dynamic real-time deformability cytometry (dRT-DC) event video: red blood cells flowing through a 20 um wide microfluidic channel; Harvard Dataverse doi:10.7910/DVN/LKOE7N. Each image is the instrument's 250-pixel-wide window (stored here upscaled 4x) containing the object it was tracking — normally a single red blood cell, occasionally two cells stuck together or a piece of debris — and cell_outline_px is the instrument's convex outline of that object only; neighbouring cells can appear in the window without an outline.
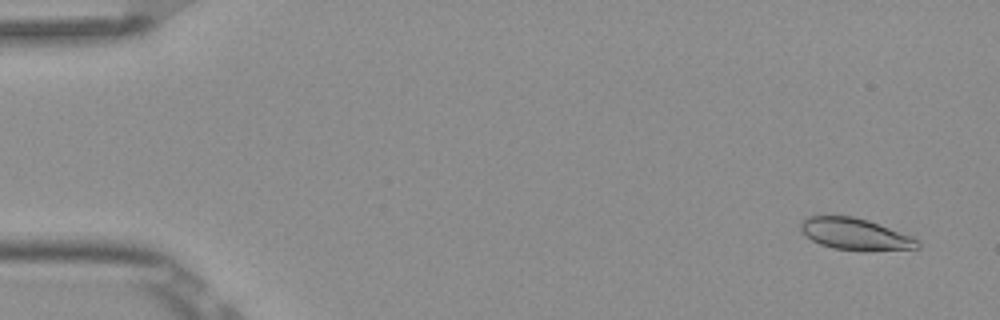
{"species": "Egyptian fruit bat (a non-hibernating species)", "species_latin": "Rousettus aegyptiacus", "temperature_condition": "room temperature", "stored_images_in_passage": 4, "camera_frame_rate_fps": 3000, "um_per_image_px": 0.085, "frame": {"image": 1, "passage_image": 1, "time_ms": 0.0, "image_size_px": [1000, 320], "cell_outline_px": [[920, 248], [832, 248], [820, 244], [812, 240], [800, 228], [800, 224], [808, 216], [852, 216], [868, 220], [912, 236], [920, 244]], "centroid_in_image_um": [72.64, 19.84], "position_along_channel_um": 12.4, "area_um2": 20.35}}
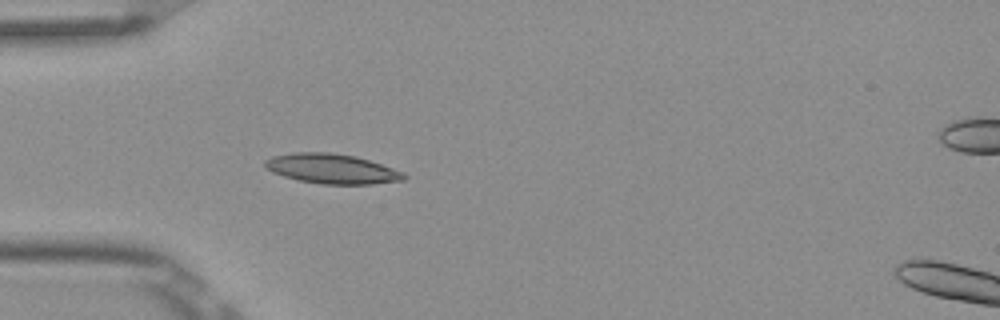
{"frame": {"image": 2, "passage_image": 4, "time_ms": 1.0, "image_size_px": [1000, 320], "cell_outline_px": [[408, 176], [404, 180], [372, 184], [320, 184], [300, 180], [284, 176], [272, 172], [264, 168], [264, 160], [272, 156], [296, 152], [328, 152], [356, 156], [404, 172]], "centroid_in_image_um": [28.19, 14.34], "position_along_channel_um": 56.8, "area_um2": 24.1}}